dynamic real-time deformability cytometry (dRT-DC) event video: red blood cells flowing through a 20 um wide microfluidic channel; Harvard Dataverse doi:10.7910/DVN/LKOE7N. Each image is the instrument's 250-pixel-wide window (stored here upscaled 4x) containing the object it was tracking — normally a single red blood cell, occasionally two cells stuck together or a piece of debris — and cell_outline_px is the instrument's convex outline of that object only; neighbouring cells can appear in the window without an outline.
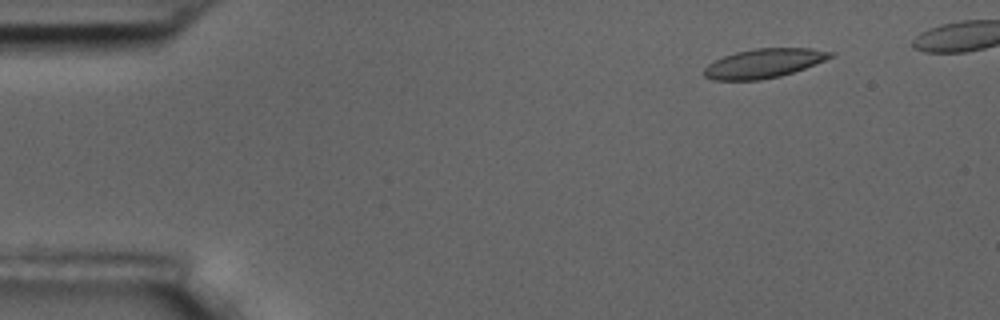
{"species": "common noctule bat (a hibernating species)", "species_latin": "Nyctalus noctula", "temperature_condition": "room temperature", "stored_images_in_passage": 4, "camera_frame_rate_fps": 3000, "um_per_image_px": 0.085, "animal": {"sex": "male", "body_mass_g": 17.5, "forearm_length_mm": 52.3}, "frame": {"image": 1, "passage_image": 2, "time_ms": 1.333, "image_size_px": [1000, 320], "cell_outline_px": [[836, 56], [804, 68], [780, 76], [760, 80], [712, 80], [704, 76], [704, 68], [708, 64], [724, 56], [736, 52], [756, 48], [812, 48], [836, 52]], "centroid_in_image_um": [64.96, 5.37], "position_along_channel_um": 20.0, "area_um2": 21.5}}